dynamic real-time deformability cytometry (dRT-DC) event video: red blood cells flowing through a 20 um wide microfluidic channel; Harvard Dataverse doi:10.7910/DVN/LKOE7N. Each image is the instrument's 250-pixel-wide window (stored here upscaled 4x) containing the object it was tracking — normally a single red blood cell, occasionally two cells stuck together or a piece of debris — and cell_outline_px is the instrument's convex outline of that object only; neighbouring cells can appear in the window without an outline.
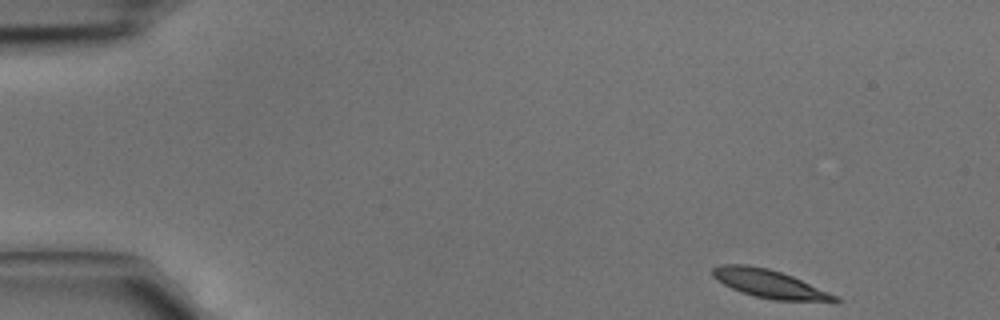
{"species": "common noctule bat (a hibernating species)", "species_latin": "Nyctalus noctula", "temperature_condition": "cold", "stored_images_in_passage": 4, "camera_frame_rate_fps": 3000, "um_per_image_px": 0.085, "animal": {"sex": "male", "body_mass_g": 15.6}, "frame": {"image": 1, "passage_image": 1, "time_ms": 0.0, "image_size_px": [1000, 320], "cell_outline_px": [[844, 300], [836, 304], [772, 300], [756, 296], [732, 288], [716, 280], [712, 276], [712, 268], [720, 264], [748, 264], [768, 268], [792, 276], [840, 296]], "centroid_in_image_um": [65.57, 24.17], "position_along_channel_um": 19.4, "area_um2": 20.87}}
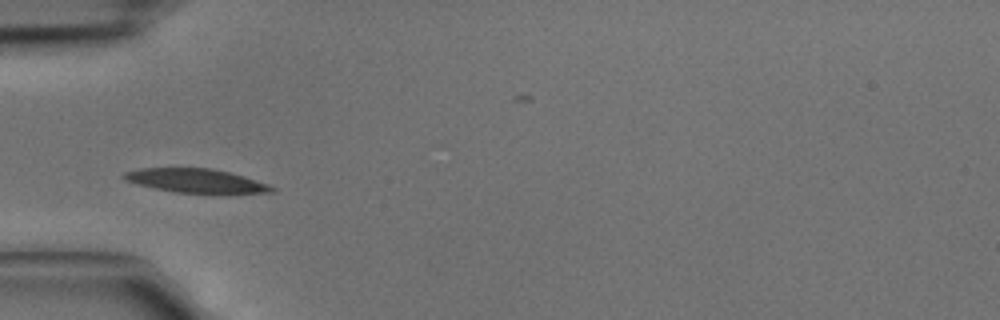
{"frame": {"image": 2, "passage_image": 3, "time_ms": 0.667, "image_size_px": [1000, 320], "cell_outline_px": [[276, 192], [228, 196], [176, 192], [136, 184], [124, 180], [120, 176], [124, 172], [140, 168], [212, 168], [244, 176], [268, 184], [276, 188]], "centroid_in_image_um": [16.77, 15.41], "position_along_channel_um": 68.2, "area_um2": 21.62}}